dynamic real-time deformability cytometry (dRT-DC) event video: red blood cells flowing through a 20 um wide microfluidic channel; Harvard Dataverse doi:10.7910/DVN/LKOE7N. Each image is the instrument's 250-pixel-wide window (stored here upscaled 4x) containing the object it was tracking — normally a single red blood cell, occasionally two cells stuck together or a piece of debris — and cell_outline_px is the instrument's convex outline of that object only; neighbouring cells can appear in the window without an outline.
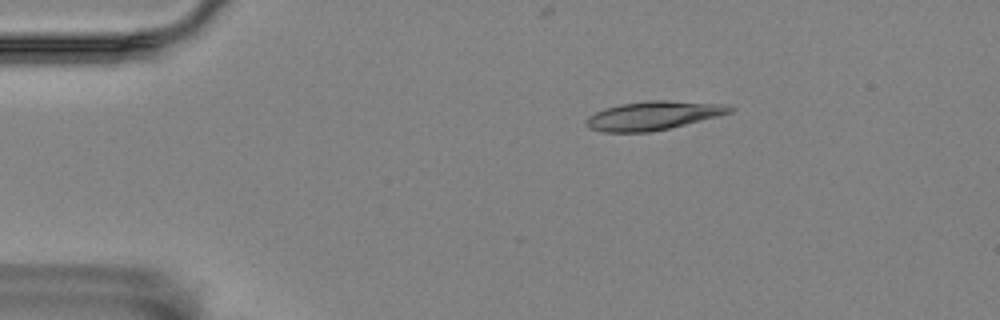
{"species": "Egyptian fruit bat (a non-hibernating species)", "species_latin": "Rousettus aegyptiacus", "temperature_condition": "room temperature", "stored_images_in_passage": 5, "camera_frame_rate_fps": 3000, "um_per_image_px": 0.085, "animal": {"sex": "female"}, "frame": {"image": 1, "passage_image": 2, "time_ms": 0.333, "image_size_px": [1000, 320], "cell_outline_px": [[736, 108], [732, 112], [720, 116], [668, 128], [648, 132], [604, 132], [588, 128], [584, 124], [584, 120], [588, 116], [604, 108], [620, 104], [648, 100], [668, 100], [728, 104]], "centroid_in_image_um": [55.53, 9.81], "position_along_channel_um": 29.5, "area_um2": 24.28}}